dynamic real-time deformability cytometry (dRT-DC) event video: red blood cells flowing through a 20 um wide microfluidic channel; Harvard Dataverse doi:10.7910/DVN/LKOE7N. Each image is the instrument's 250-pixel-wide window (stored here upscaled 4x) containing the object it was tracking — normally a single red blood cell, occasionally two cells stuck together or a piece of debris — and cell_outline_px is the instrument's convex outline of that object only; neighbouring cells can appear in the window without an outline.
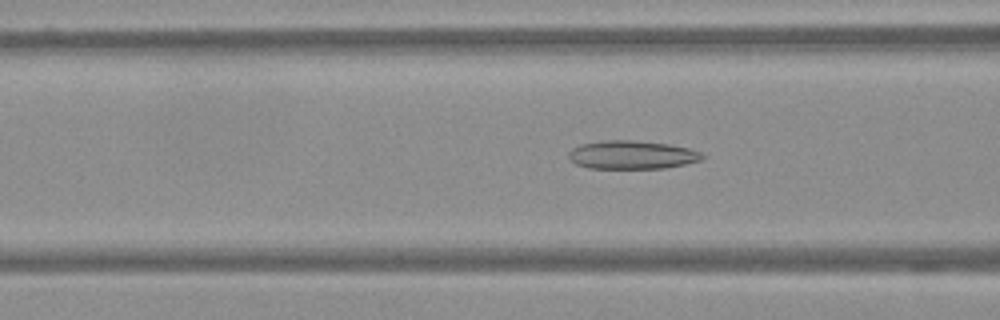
{"species": "Egyptian fruit bat (a non-hibernating species)", "species_latin": "Rousettus aegyptiacus", "temperature_condition": "warm", "stored_images_in_passage": 56, "camera_frame_rate_fps": 3000, "um_per_image_px": 0.085, "frame": {"image": 1, "passage_image": 20, "time_ms": 6.333, "image_size_px": [1000, 320], "cell_outline_px": [[704, 156], [700, 160], [684, 164], [664, 168], [588, 168], [576, 164], [568, 156], [568, 152], [572, 148], [580, 144], [600, 140], [628, 140], [668, 144], [688, 148], [700, 152]], "centroid_in_image_um": [53.66, 13.16], "position_along_channel_um": 112.9, "area_um2": 21.96}}
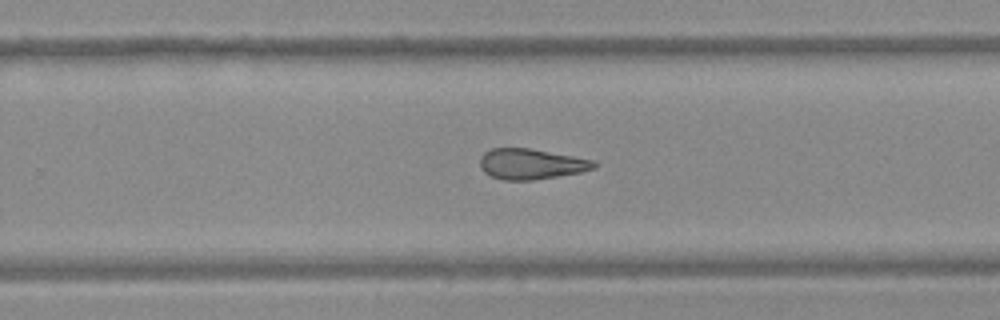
{"frame": {"image": 2, "passage_image": 35, "time_ms": 11.333, "image_size_px": [1000, 320], "cell_outline_px": [[596, 168], [580, 172], [532, 180], [504, 180], [492, 176], [484, 172], [480, 168], [480, 156], [484, 152], [492, 148], [528, 148], [596, 160]], "centroid_in_image_um": [45.13, 13.93], "position_along_channel_um": 284.7, "area_um2": 20.23}}
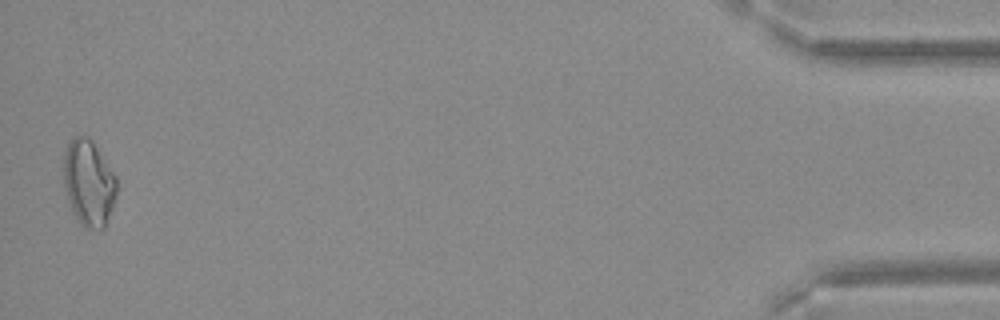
{"frame": {"image": 3, "passage_image": 55, "time_ms": 18.0, "image_size_px": [1000, 320], "cell_outline_px": [[116, 196], [112, 208], [104, 228], [84, 228], [76, 216], [68, 200], [64, 188], [64, 156], [68, 144], [76, 136], [88, 136], [92, 140], [116, 176]], "centroid_in_image_um": [7.55, 15.54], "position_along_channel_um": 427.7, "area_um2": 26.24}}